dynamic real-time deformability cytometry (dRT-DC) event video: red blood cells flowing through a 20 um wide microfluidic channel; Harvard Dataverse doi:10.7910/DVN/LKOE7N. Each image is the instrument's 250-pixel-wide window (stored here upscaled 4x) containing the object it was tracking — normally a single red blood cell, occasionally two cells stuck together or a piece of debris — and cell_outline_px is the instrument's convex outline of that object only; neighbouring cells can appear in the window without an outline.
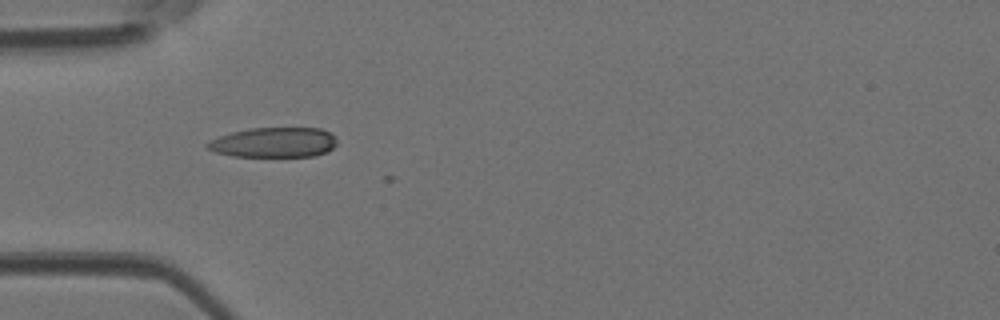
{"species": "Egyptian fruit bat (a non-hibernating species)", "species_latin": "Rousettus aegyptiacus", "temperature_condition": "room temperature", "stored_images_in_passage": 5, "camera_frame_rate_fps": 3000, "um_per_image_px": 0.085, "animal": {"sex": "female"}, "frame": {"image": 1, "passage_image": 1, "time_ms": 0.0, "image_size_px": [1000, 320], "cell_outline_px": [[336, 144], [328, 152], [316, 156], [232, 156], [216, 152], [208, 148], [204, 144], [220, 136], [232, 132], [252, 128], [320, 128], [336, 136]], "centroid_in_image_um": [23.32, 12.11], "position_along_channel_um": 61.7, "area_um2": 22.54}}
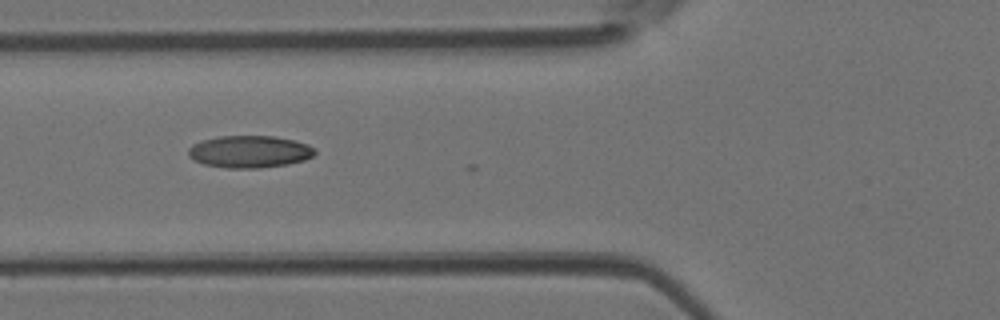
{"frame": {"image": 2, "passage_image": 4, "time_ms": 1.0, "image_size_px": [1000, 320], "cell_outline_px": [[316, 152], [312, 156], [304, 160], [288, 164], [260, 168], [228, 168], [204, 164], [188, 156], [188, 148], [192, 144], [204, 140], [220, 136], [272, 136], [292, 140], [308, 144], [316, 148]], "centroid_in_image_um": [21.22, 12.89], "position_along_channel_um": 104.6, "area_um2": 23.64}}